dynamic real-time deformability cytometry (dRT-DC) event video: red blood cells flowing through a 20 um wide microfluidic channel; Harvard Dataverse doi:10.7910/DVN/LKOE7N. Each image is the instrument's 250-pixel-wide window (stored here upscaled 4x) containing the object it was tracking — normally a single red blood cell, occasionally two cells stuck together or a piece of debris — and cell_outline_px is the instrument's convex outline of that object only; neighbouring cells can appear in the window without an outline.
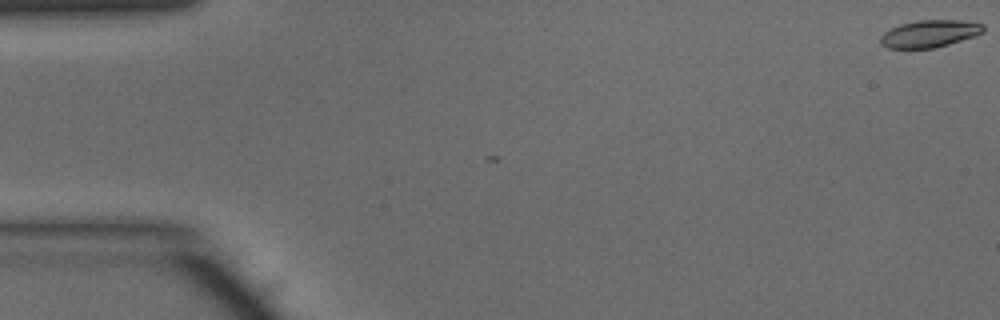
{"species": "common noctule bat (a hibernating species)", "species_latin": "Nyctalus noctula", "temperature_condition": "warm", "stored_images_in_passage": 5, "camera_frame_rate_fps": 3000, "um_per_image_px": 0.085, "animal": {"sex": "male", "body_mass_g": 15.6}, "frame": {"image": 1, "passage_image": 1, "time_ms": 0.0, "image_size_px": [1000, 320], "cell_outline_px": [[984, 32], [948, 44], [932, 48], [888, 48], [880, 44], [880, 36], [884, 32], [900, 24], [916, 20], [960, 20], [984, 24]], "centroid_in_image_um": [78.98, 2.85], "position_along_channel_um": 6.0, "area_um2": 16.18}}